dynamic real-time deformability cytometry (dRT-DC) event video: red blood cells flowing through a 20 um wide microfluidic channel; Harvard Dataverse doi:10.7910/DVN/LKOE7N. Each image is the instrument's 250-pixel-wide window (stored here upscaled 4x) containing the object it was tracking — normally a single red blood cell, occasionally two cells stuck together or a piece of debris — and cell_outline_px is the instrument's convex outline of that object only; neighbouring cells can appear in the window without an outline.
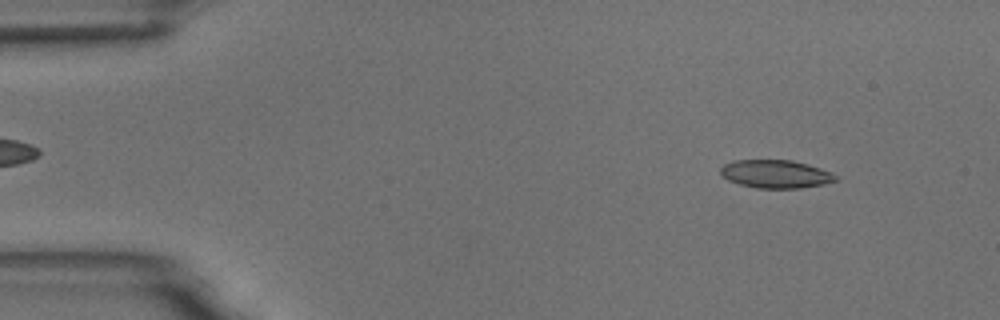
{"species": "common noctule bat (a hibernating species)", "species_latin": "Nyctalus noctula", "temperature_condition": "room temperature", "stored_images_in_passage": 6, "camera_frame_rate_fps": 3000, "um_per_image_px": 0.085, "animal": {"sex": "male", "body_mass_g": 18.8}, "frame": {"image": 1, "passage_image": 1, "time_ms": 0.0, "image_size_px": [1000, 320], "cell_outline_px": [[836, 180], [824, 184], [800, 188], [756, 188], [740, 184], [728, 180], [720, 172], [720, 168], [724, 164], [732, 160], [792, 160], [808, 164], [820, 168], [836, 176]], "centroid_in_image_um": [65.9, 14.78], "position_along_channel_um": 19.1, "area_um2": 18.73}}
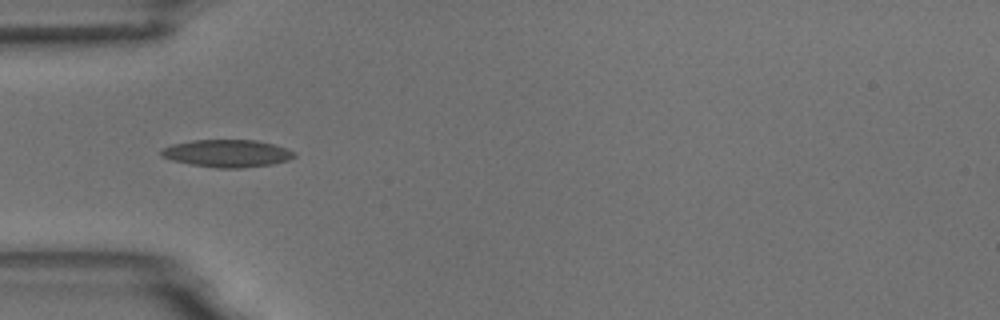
{"frame": {"image": 2, "passage_image": 4, "time_ms": 3.667, "image_size_px": [1000, 320], "cell_outline_px": [[296, 156], [288, 160], [272, 164], [244, 168], [216, 168], [192, 164], [172, 160], [160, 156], [160, 148], [172, 144], [192, 140], [256, 140], [272, 144], [296, 152]], "centroid_in_image_um": [19.28, 13.04], "position_along_channel_um": 65.7, "area_um2": 21.33}}